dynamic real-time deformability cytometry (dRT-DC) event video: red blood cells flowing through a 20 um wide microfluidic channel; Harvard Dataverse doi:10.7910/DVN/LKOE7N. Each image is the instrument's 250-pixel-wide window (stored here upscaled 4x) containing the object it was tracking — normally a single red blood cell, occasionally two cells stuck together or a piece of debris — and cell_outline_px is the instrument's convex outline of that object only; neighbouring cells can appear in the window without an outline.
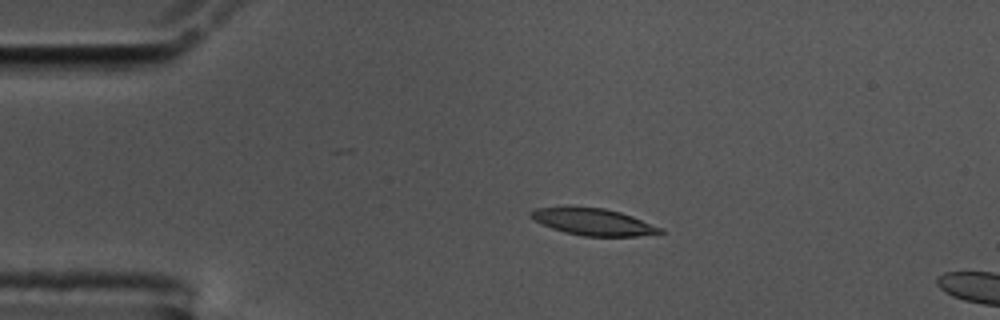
{"species": "common noctule bat (a hibernating species)", "species_latin": "Nyctalus noctula", "temperature_condition": "cold", "stored_images_in_passage": 15, "camera_frame_rate_fps": 3000, "um_per_image_px": 0.085, "animal": {"sex": "male", "body_mass_g": 17.5, "forearm_length_mm": 52.3}, "frame": {"image": 1, "passage_image": 11, "time_ms": 3.333, "image_size_px": [1000, 320], "cell_outline_px": [[664, 232], [636, 236], [584, 236], [564, 232], [552, 228], [528, 216], [528, 212], [536, 208], [568, 204], [604, 208], [620, 212], [632, 216], [664, 228]], "centroid_in_image_um": [50.37, 18.81], "position_along_channel_um": 34.6, "area_um2": 20.75}}